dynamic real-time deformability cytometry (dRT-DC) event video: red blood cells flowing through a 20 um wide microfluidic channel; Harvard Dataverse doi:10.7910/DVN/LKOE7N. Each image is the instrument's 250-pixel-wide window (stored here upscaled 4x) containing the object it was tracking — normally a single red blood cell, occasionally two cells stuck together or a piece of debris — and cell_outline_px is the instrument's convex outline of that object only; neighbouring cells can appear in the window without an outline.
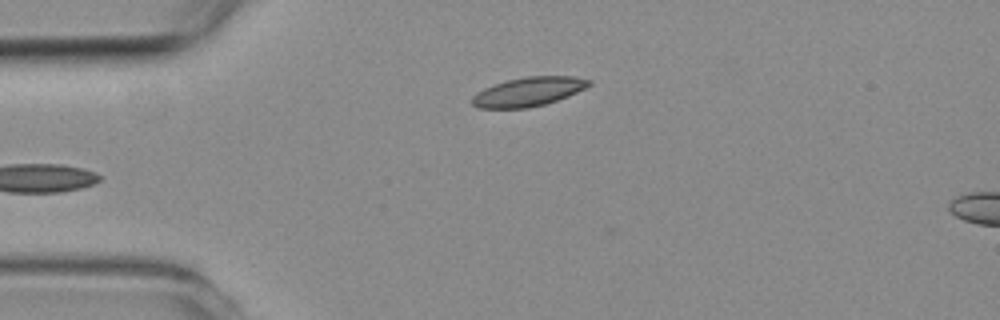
{"species": "common noctule bat (a hibernating species)", "species_latin": "Nyctalus noctula", "temperature_condition": "room temperature", "stored_images_in_passage": 5, "camera_frame_rate_fps": 3000, "um_per_image_px": 0.085, "animal": {"sex": "female", "body_mass_g": 19.3, "forearm_length_mm": 54.1}, "frame": {"image": 1, "passage_image": 5, "time_ms": 4.333, "image_size_px": [1000, 320], "cell_outline_px": [[592, 84], [568, 96], [544, 104], [528, 108], [480, 108], [472, 104], [472, 96], [476, 92], [484, 88], [508, 80], [528, 76], [572, 76], [592, 80]], "centroid_in_image_um": [44.92, 7.79], "position_along_channel_um": 40.1, "area_um2": 19.59}}